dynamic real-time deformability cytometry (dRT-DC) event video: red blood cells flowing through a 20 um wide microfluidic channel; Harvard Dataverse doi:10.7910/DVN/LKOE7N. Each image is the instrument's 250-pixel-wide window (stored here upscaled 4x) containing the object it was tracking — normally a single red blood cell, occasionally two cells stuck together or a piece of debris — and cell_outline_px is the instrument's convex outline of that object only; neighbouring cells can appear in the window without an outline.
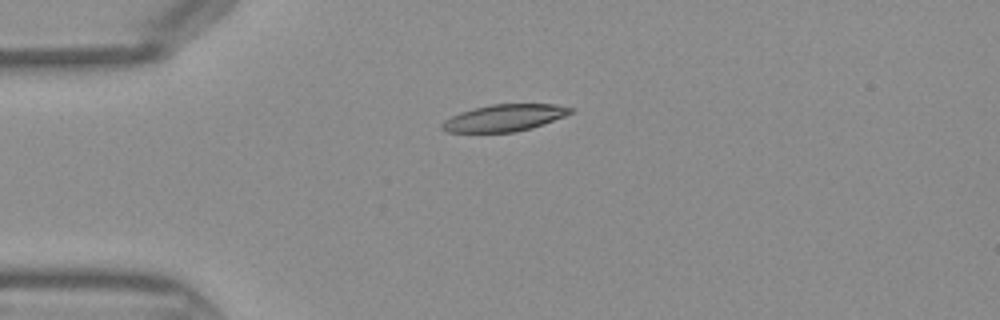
{"species": "Egyptian fruit bat (a non-hibernating species)", "species_latin": "Rousettus aegyptiacus", "temperature_condition": "warm", "stored_images_in_passage": 35, "camera_frame_rate_fps": 3000, "um_per_image_px": 0.085, "frame": {"image": 1, "passage_image": 1, "time_ms": 0.0, "image_size_px": [1000, 320], "cell_outline_px": [[576, 108], [572, 112], [564, 116], [532, 128], [512, 132], [448, 132], [440, 128], [440, 124], [444, 120], [460, 112], [472, 108], [492, 104], [556, 104]], "centroid_in_image_um": [42.86, 10.01], "position_along_channel_um": 42.1, "area_um2": 20.11}}
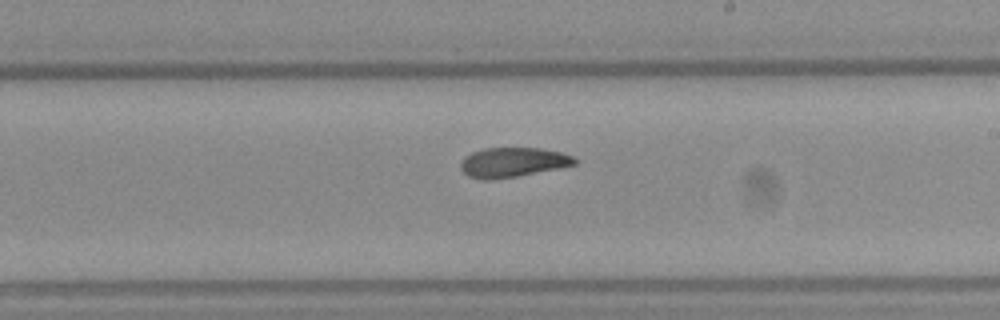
{"frame": {"image": 2, "passage_image": 16, "time_ms": 5.0, "image_size_px": [1000, 320], "cell_outline_px": [[580, 160], [576, 164], [560, 168], [516, 176], [492, 180], [480, 180], [468, 176], [460, 168], [460, 164], [464, 156], [472, 152], [484, 148], [540, 148], [560, 152], [572, 156]], "centroid_in_image_um": [43.58, 13.8], "position_along_channel_um": 245.4, "area_um2": 19.83}}
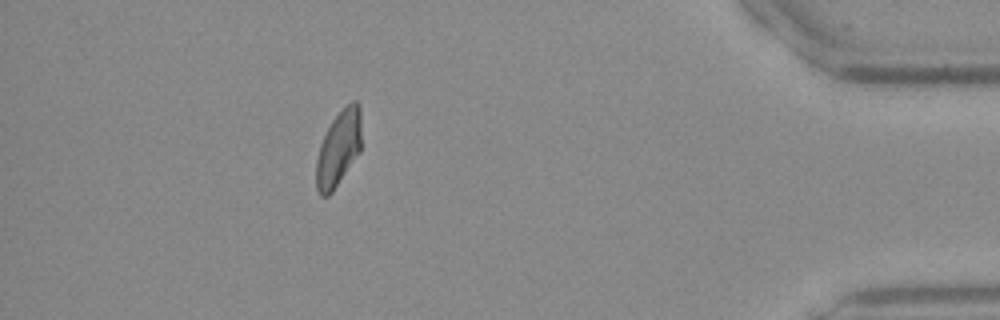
{"frame": {"image": 3, "passage_image": 30, "time_ms": 9.667, "image_size_px": [1000, 320], "cell_outline_px": [[360, 152], [332, 192], [328, 196], [320, 196], [316, 188], [316, 160], [320, 144], [332, 120], [352, 100], [356, 100], [360, 104]], "centroid_in_image_um": [28.77, 12.63], "position_along_channel_um": 406.4, "area_um2": 19.71}}